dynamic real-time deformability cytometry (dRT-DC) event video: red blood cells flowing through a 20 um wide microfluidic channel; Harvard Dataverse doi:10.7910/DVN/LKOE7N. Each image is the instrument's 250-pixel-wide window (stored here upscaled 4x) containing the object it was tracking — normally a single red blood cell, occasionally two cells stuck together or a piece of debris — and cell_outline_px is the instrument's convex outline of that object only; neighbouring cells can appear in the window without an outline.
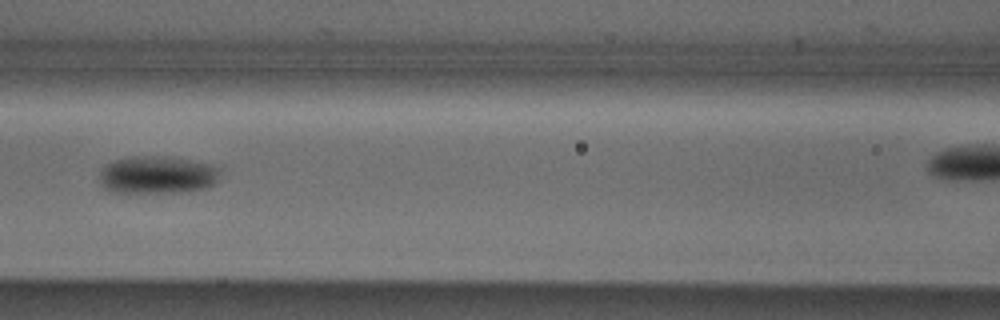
{"species": "Egyptian fruit bat (a non-hibernating species)", "species_latin": "Rousettus aegyptiacus", "temperature_condition": "cold", "stored_images_in_passage": 8, "camera_frame_rate_fps": 3000, "um_per_image_px": 0.085, "animal": {"sex": "male"}, "frame": {"image": 1, "passage_image": 6, "time_ms": 6.0, "image_size_px": [1000, 320], "cell_outline_px": [[220, 164], [216, 184], [208, 188], [184, 192], [108, 192], [100, 184], [100, 172], [112, 160], [128, 156], [168, 156]], "centroid_in_image_um": [13.43, 14.85], "position_along_channel_um": 153.2, "area_um2": 27.17}}
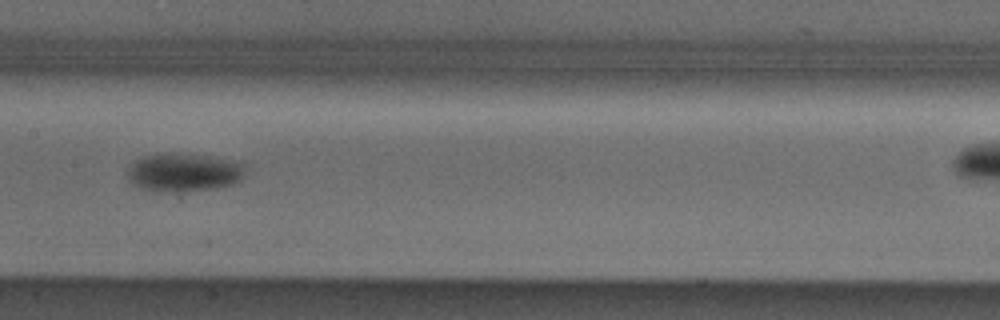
{"frame": {"image": 2, "passage_image": 7, "time_ms": 7.0, "image_size_px": [1000, 320], "cell_outline_px": [[244, 176], [240, 180], [232, 184], [212, 188], [172, 192], [156, 192], [140, 188], [128, 176], [128, 168], [136, 160], [144, 156], [156, 152], [172, 152], [208, 156], [232, 160], [244, 164]], "centroid_in_image_um": [15.61, 14.63], "position_along_channel_um": 191.8, "area_um2": 26.36}}